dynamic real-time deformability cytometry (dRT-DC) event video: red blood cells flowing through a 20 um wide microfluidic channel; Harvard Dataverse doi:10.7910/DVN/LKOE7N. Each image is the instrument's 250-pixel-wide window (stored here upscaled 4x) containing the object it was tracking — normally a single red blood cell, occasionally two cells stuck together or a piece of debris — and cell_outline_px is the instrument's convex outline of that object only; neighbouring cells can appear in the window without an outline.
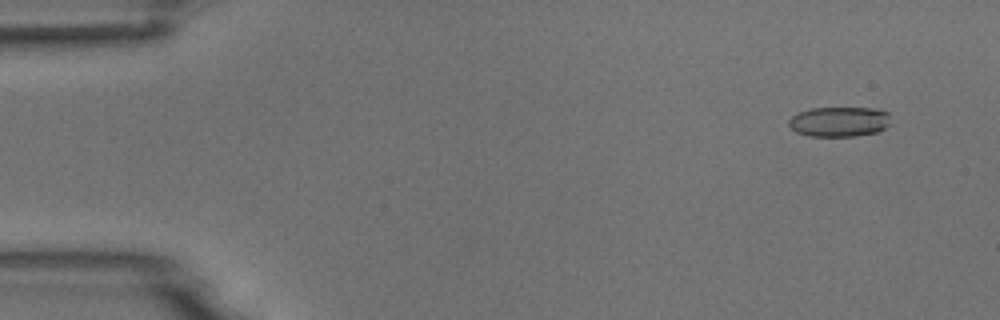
{"species": "common noctule bat (a hibernating species)", "species_latin": "Nyctalus noctula", "temperature_condition": "room temperature", "stored_images_in_passage": 9, "camera_frame_rate_fps": 3000, "um_per_image_px": 0.085, "animal": {"sex": "male", "body_mass_g": 18.8}, "frame": {"image": 1, "passage_image": 2, "time_ms": 1.0, "image_size_px": [1000, 320], "cell_outline_px": [[888, 124], [884, 128], [876, 132], [856, 136], [808, 136], [796, 132], [788, 124], [788, 120], [792, 116], [800, 112], [812, 108], [872, 108], [888, 112]], "centroid_in_image_um": [71.3, 10.34], "position_along_channel_um": 13.7, "area_um2": 17.63}}